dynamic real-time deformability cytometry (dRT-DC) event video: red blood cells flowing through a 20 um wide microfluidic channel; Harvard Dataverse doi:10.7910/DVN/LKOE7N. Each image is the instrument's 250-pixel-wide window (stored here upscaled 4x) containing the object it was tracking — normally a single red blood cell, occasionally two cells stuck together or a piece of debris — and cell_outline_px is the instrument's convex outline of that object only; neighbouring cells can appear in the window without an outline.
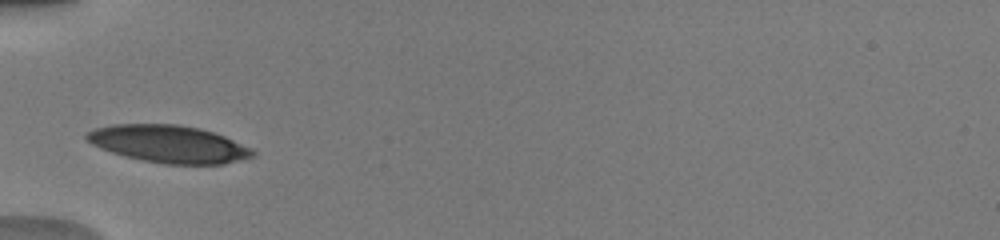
{"species": "human", "species_latin": "Homo sapiens", "temperature_condition": "warm", "stored_images_in_passage": 47, "camera_frame_rate_fps": 3000, "um_per_image_px": 0.085, "donor": {"sex": "male"}, "frame": {"image": 1, "passage_image": 1, "time_ms": 0.0, "image_size_px": [1000, 240], "cell_outline_px": [[256, 156], [224, 164], [164, 164], [144, 160], [112, 152], [100, 148], [84, 140], [84, 136], [88, 132], [96, 128], [112, 124], [176, 124], [200, 128], [224, 136], [252, 148], [256, 152]], "centroid_in_image_um": [14.36, 12.23], "position_along_channel_um": 70.6, "area_um2": 36.13}}
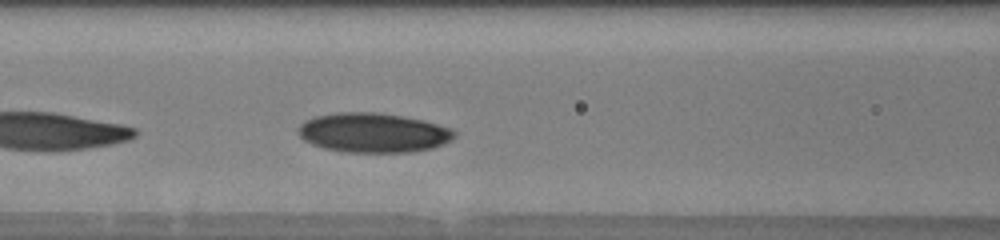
{"frame": {"image": 2, "passage_image": 8, "time_ms": 1.667, "image_size_px": [1000, 240], "cell_outline_px": [[456, 136], [452, 140], [444, 144], [432, 148], [408, 152], [348, 152], [324, 148], [312, 144], [304, 140], [296, 132], [300, 124], [316, 116], [336, 112], [376, 112], [404, 116], [424, 120], [452, 128], [456, 132]], "centroid_in_image_um": [31.75, 11.27], "position_along_channel_um": 134.8, "area_um2": 36.13}}
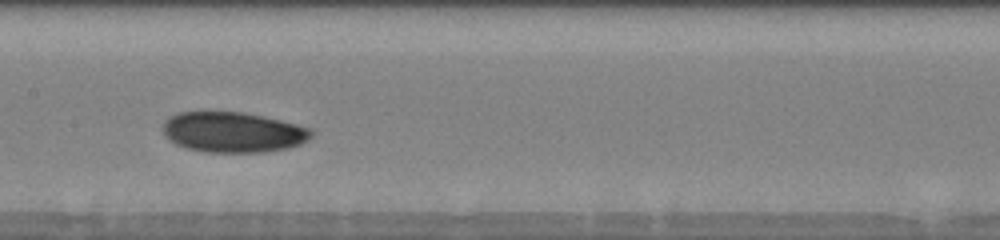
{"frame": {"image": 3, "passage_image": 14, "time_ms": 3.0, "image_size_px": [1000, 240], "cell_outline_px": [[312, 136], [308, 140], [300, 144], [288, 148], [264, 152], [204, 152], [188, 148], [176, 144], [164, 136], [164, 120], [168, 116], [180, 112], [204, 108], [208, 108], [244, 112], [264, 116], [312, 128]], "centroid_in_image_um": [19.76, 11.18], "position_along_channel_um": 187.6, "area_um2": 36.01}, "authors_computed_cell_mechanics": {"area_um2": 34.0442, "velocity_mm_per_s": 3.9623, "shape_relaxation_time_tau1_ms": 3.2818, "shape_relaxation_time_tau2_ms": null, "deformation_change_tau1": 0.1082, "deformation_change_tau2": null}}